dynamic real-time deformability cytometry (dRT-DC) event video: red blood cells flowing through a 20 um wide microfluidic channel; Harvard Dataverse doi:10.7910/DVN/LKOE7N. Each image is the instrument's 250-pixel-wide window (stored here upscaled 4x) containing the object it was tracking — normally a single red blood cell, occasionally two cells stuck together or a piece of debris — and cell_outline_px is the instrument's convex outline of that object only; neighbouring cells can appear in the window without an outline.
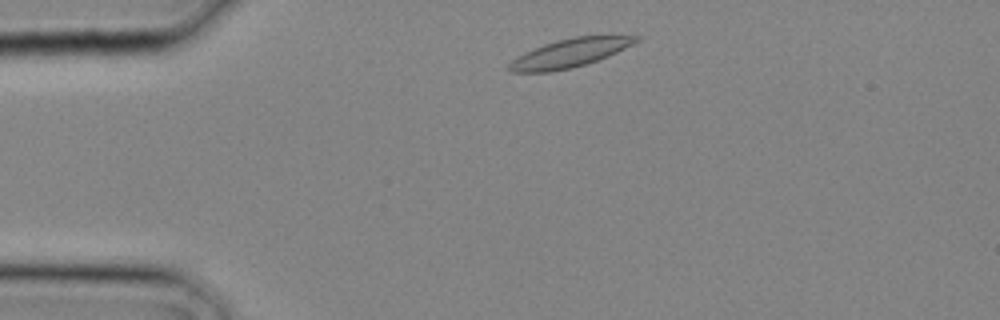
{"species": "common noctule bat (a hibernating species)", "species_latin": "Nyctalus noctula", "temperature_condition": "cold", "stored_images_in_passage": 10, "camera_frame_rate_fps": 3000, "um_per_image_px": 0.085, "animal": {"sex": "male", "body_mass_g": 20.4}, "frame": {"image": 1, "passage_image": 2, "time_ms": 0.333, "image_size_px": [1000, 320], "cell_outline_px": [[640, 40], [608, 56], [572, 68], [552, 72], [512, 72], [508, 68], [508, 64], [516, 56], [524, 52], [544, 44], [556, 40], [576, 36], [640, 36]], "centroid_in_image_um": [48.37, 4.52], "position_along_channel_um": 36.6, "area_um2": 20.87}}
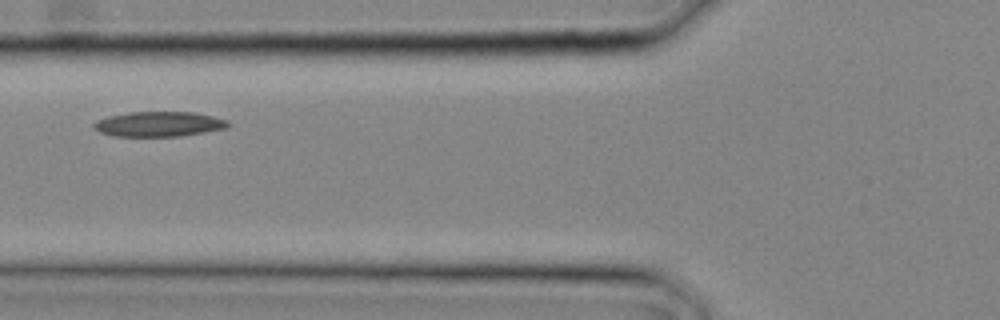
{"frame": {"image": 2, "passage_image": 7, "time_ms": 2.0, "image_size_px": [1000, 320], "cell_outline_px": [[232, 124], [228, 128], [180, 136], [116, 136], [100, 132], [92, 128], [92, 124], [96, 120], [108, 116], [132, 112], [192, 112], [212, 116], [228, 120]], "centroid_in_image_um": [13.52, 10.54], "position_along_channel_um": 112.3, "area_um2": 19.59}}
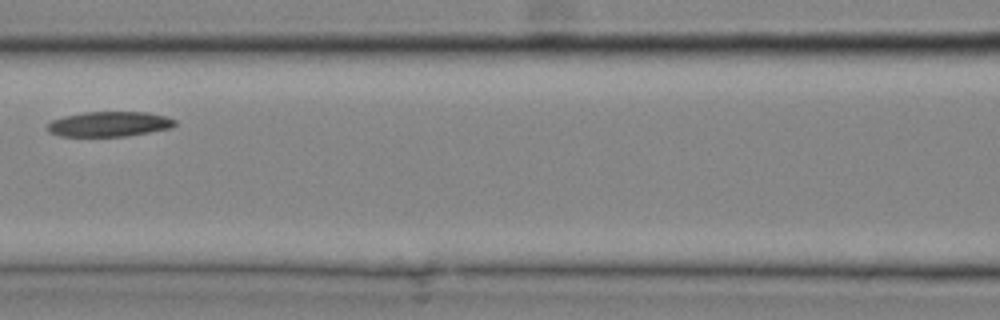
{"frame": {"image": 3, "passage_image": 9, "time_ms": 2.667, "image_size_px": [1000, 320], "cell_outline_px": [[176, 124], [172, 128], [128, 136], [60, 136], [48, 132], [48, 124], [52, 120], [64, 116], [84, 112], [148, 112], [168, 116], [176, 120]], "centroid_in_image_um": [9.33, 10.54], "position_along_channel_um": 157.3, "area_um2": 18.73}}